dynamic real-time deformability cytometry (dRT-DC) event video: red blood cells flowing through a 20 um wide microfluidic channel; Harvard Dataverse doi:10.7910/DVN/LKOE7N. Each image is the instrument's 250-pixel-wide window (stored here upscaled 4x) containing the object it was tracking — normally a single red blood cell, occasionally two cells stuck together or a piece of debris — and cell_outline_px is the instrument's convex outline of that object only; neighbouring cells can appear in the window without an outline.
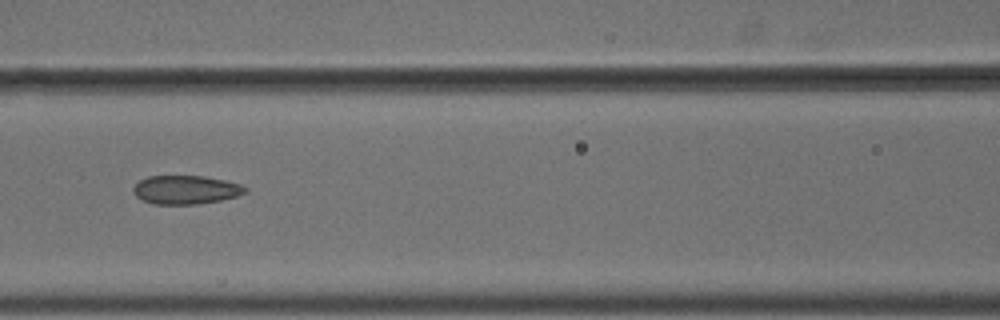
{"species": "common noctule bat (a hibernating species)", "species_latin": "Nyctalus noctula", "temperature_condition": "cold", "stored_images_in_passage": 9, "camera_frame_rate_fps": 3000, "um_per_image_px": 0.085, "animal": {"sex": "male", "body_mass_g": 18.8}, "frame": {"image": 1, "passage_image": 7, "time_ms": 2.0, "image_size_px": [1000, 320], "cell_outline_px": [[248, 188], [244, 192], [236, 196], [220, 200], [196, 204], [152, 204], [136, 196], [132, 192], [132, 188], [140, 180], [148, 176], [204, 176], [224, 180], [240, 184]], "centroid_in_image_um": [15.76, 16.13], "position_along_channel_um": 150.8, "area_um2": 18.55}}
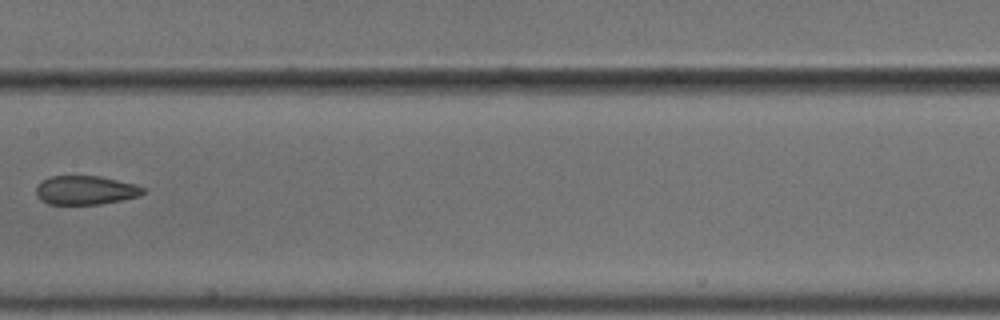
{"frame": {"image": 2, "passage_image": 8, "time_ms": 2.333, "image_size_px": [1000, 320], "cell_outline_px": [[144, 192], [140, 196], [100, 204], [48, 204], [40, 200], [36, 196], [36, 188], [44, 180], [52, 176], [100, 176], [136, 184], [144, 188]], "centroid_in_image_um": [7.28, 16.17], "position_along_channel_um": 200.1, "area_um2": 17.92}}
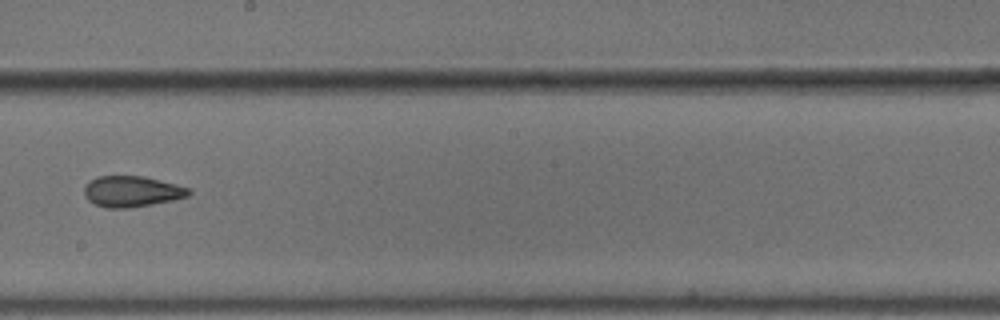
{"frame": {"image": 3, "passage_image": 9, "time_ms": 2.667, "image_size_px": [1000, 320], "cell_outline_px": [[192, 192], [188, 196], [172, 200], [128, 208], [108, 208], [96, 204], [88, 200], [84, 196], [84, 188], [92, 180], [100, 176], [144, 176], [176, 184], [188, 188]], "centroid_in_image_um": [11.21, 16.27], "position_along_channel_um": 237.0, "area_um2": 18.55}}